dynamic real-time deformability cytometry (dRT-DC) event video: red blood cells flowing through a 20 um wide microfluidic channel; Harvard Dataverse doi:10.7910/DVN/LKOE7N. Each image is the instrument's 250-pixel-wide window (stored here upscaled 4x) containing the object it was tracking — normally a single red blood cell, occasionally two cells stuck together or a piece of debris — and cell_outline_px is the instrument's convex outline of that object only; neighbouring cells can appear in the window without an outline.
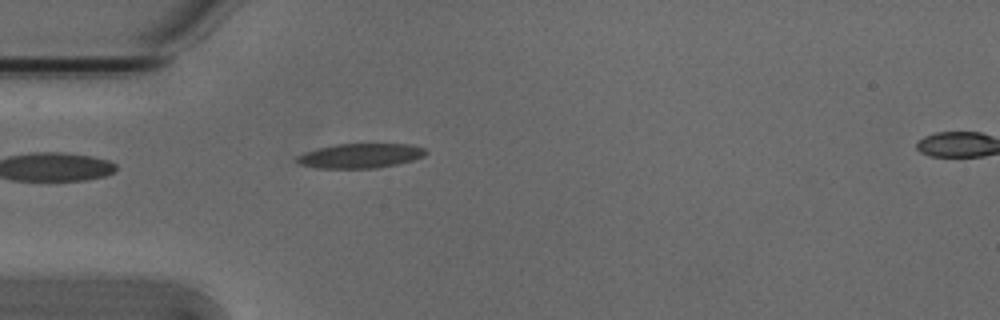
{"species": "Egyptian fruit bat (a non-hibernating species)", "species_latin": "Rousettus aegyptiacus", "temperature_condition": "cold", "stored_images_in_passage": 2, "segment_of_instrument_passage": [1, 2], "camera_frame_rate_fps": 3000, "um_per_image_px": 0.085, "animal": {"sex": "male"}, "frame": {"image": 1, "passage_image": 1, "time_ms": 0.0, "image_size_px": [1000, 320], "cell_outline_px": [[428, 152], [424, 156], [412, 160], [396, 164], [376, 168], [316, 168], [300, 164], [296, 160], [296, 156], [304, 152], [316, 148], [336, 144], [408, 144], [424, 148]], "centroid_in_image_um": [30.6, 13.23], "position_along_channel_um": 54.4, "area_um2": 18.44}}